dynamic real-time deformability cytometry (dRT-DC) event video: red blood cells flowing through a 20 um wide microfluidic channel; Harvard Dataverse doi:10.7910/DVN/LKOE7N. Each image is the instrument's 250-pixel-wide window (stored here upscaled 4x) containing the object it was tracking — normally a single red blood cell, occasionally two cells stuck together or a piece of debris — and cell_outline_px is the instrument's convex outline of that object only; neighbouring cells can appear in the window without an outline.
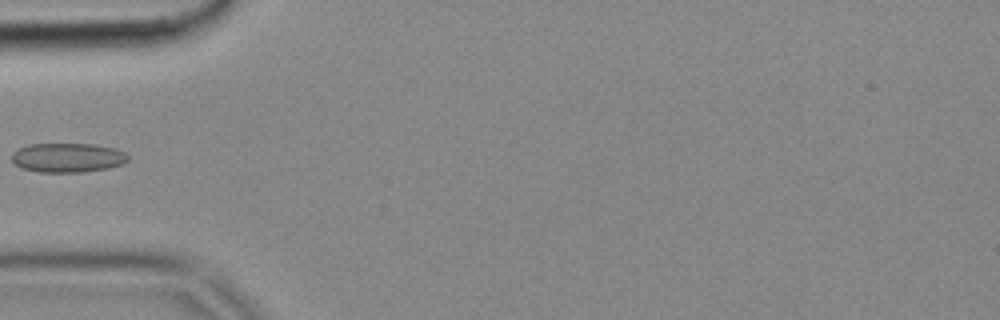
{"species": "common noctule bat (a hibernating species)", "species_latin": "Nyctalus noctula", "temperature_condition": "cold", "stored_images_in_passage": 5, "camera_frame_rate_fps": 3000, "um_per_image_px": 0.085, "animal": {"sex": "female", "body_mass_g": 18.4}, "frame": {"image": 1, "passage_image": 4, "time_ms": 1.0, "image_size_px": [1000, 320], "cell_outline_px": [[128, 160], [120, 164], [108, 168], [84, 172], [36, 172], [24, 168], [16, 164], [12, 160], [12, 152], [16, 148], [28, 144], [96, 144], [116, 148], [124, 152], [128, 156]], "centroid_in_image_um": [5.73, 13.39], "position_along_channel_um": 79.3, "area_um2": 19.94}}
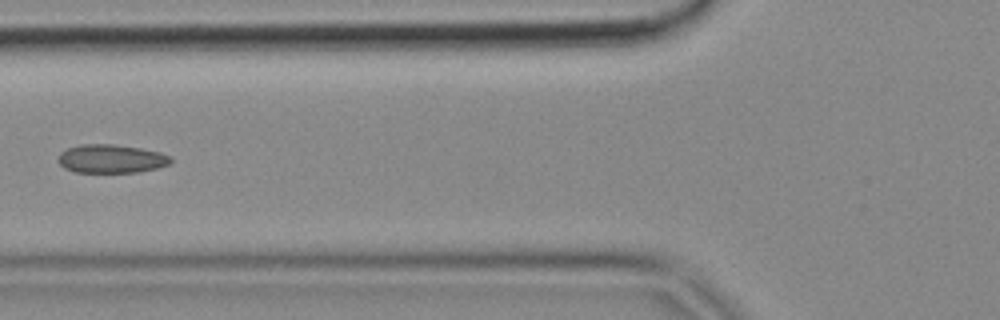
{"frame": {"image": 2, "passage_image": 5, "time_ms": 1.333, "image_size_px": [1000, 320], "cell_outline_px": [[172, 160], [168, 164], [156, 168], [136, 172], [72, 172], [64, 168], [60, 164], [60, 152], [68, 148], [80, 144], [112, 144], [140, 148], [160, 152], [172, 156]], "centroid_in_image_um": [9.45, 13.49], "position_along_channel_um": 116.3, "area_um2": 18.61}}